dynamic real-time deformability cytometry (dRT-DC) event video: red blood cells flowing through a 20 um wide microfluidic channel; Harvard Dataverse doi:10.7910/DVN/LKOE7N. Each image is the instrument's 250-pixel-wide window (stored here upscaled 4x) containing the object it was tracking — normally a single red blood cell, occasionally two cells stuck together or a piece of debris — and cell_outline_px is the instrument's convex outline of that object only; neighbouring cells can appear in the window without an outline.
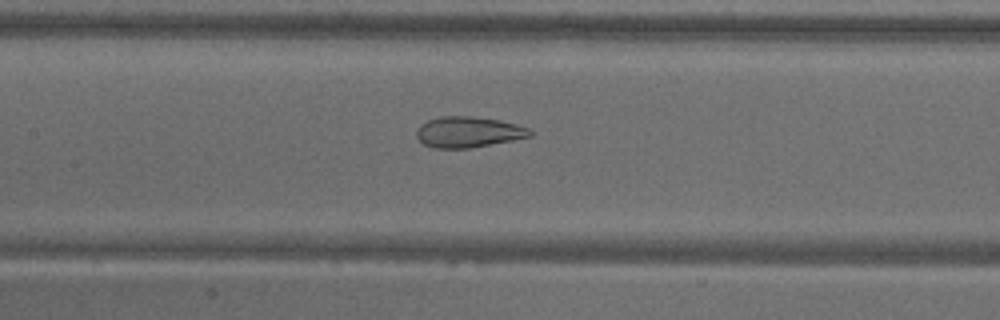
{"species": "common noctule bat (a hibernating species)", "species_latin": "Nyctalus noctula", "temperature_condition": "warm", "stored_images_in_passage": 56, "camera_frame_rate_fps": 3000, "um_per_image_px": 0.085, "animal": {"sex": "male", "body_mass_g": 18.8}, "frame": {"image": 1, "passage_image": 26, "time_ms": 8.333, "image_size_px": [1000, 320], "cell_outline_px": [[532, 136], [512, 140], [468, 148], [432, 148], [424, 144], [416, 136], [416, 128], [420, 124], [428, 120], [440, 116], [472, 116], [496, 120], [516, 124], [528, 128], [532, 132]], "centroid_in_image_um": [39.76, 11.22], "position_along_channel_um": 167.6, "area_um2": 20.23}}
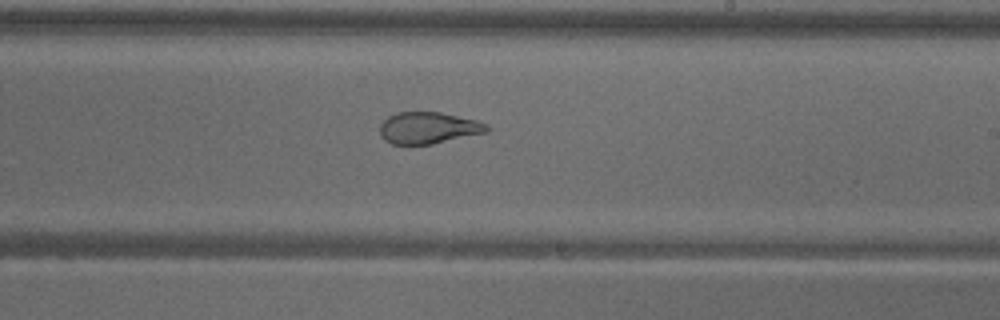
{"frame": {"image": 2, "passage_image": 33, "time_ms": 10.667, "image_size_px": [1000, 320], "cell_outline_px": [[488, 132], [432, 144], [392, 144], [384, 140], [380, 136], [380, 124], [388, 116], [396, 112], [440, 112], [476, 120], [488, 124]], "centroid_in_image_um": [36.39, 10.87], "position_along_channel_um": 252.6, "area_um2": 19.77}}
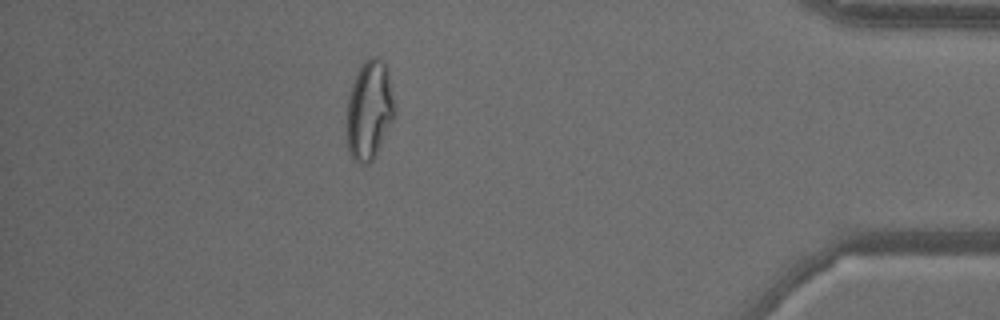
{"frame": {"image": 3, "passage_image": 49, "time_ms": 16.0, "image_size_px": [1000, 320], "cell_outline_px": [[396, 116], [376, 156], [368, 164], [360, 164], [348, 152], [344, 132], [348, 96], [356, 72], [364, 60], [368, 56], [376, 56], [388, 64], [396, 108]], "centroid_in_image_um": [31.4, 9.35], "position_along_channel_um": 403.8, "area_um2": 29.13}, "authors_computed_cell_mechanics": {"area_um2": 27.3683, "velocity_mm_per_s": 3.6585, "shape_relaxation_time_tau1_ms": null, "shape_relaxation_time_tau2_ms": 1.0924, "deformation_change_tau1": null, "deformation_change_tau2": 0.0883}}